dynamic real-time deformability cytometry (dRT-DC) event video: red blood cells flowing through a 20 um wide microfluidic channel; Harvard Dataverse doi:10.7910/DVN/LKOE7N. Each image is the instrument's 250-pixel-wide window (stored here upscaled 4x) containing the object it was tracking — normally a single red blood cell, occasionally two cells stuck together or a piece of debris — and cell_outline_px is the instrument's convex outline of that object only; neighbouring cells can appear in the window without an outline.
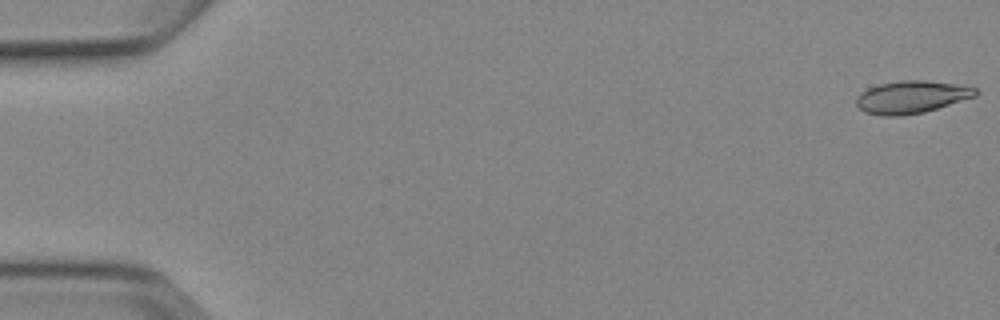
{"species": "Egyptian fruit bat (a non-hibernating species)", "species_latin": "Rousettus aegyptiacus", "temperature_condition": "cold", "stored_images_in_passage": 6, "camera_frame_rate_fps": 3000, "um_per_image_px": 0.085, "animal": {"sex": "female"}, "frame": {"image": 1, "passage_image": 1, "time_ms": 0.0, "image_size_px": [1000, 320], "cell_outline_px": [[980, 92], [976, 96], [924, 112], [900, 116], [880, 116], [864, 112], [856, 104], [856, 96], [860, 92], [868, 88], [880, 84], [900, 80], [924, 80], [956, 84], [976, 88]], "centroid_in_image_um": [77.45, 8.25], "position_along_channel_um": 7.5, "area_um2": 22.66}}
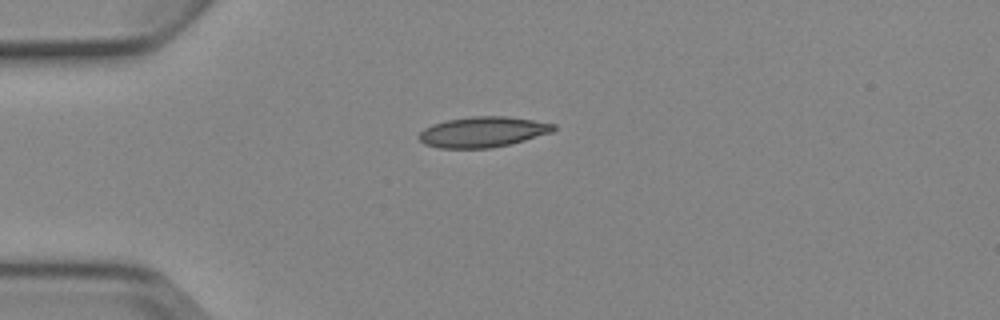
{"frame": {"image": 2, "passage_image": 4, "time_ms": 4.333, "image_size_px": [1000, 320], "cell_outline_px": [[556, 128], [552, 132], [524, 140], [492, 148], [440, 148], [424, 144], [416, 136], [424, 128], [432, 124], [448, 120], [468, 116], [508, 116], [556, 124]], "centroid_in_image_um": [41.01, 11.21], "position_along_channel_um": 44.0, "area_um2": 23.93}}
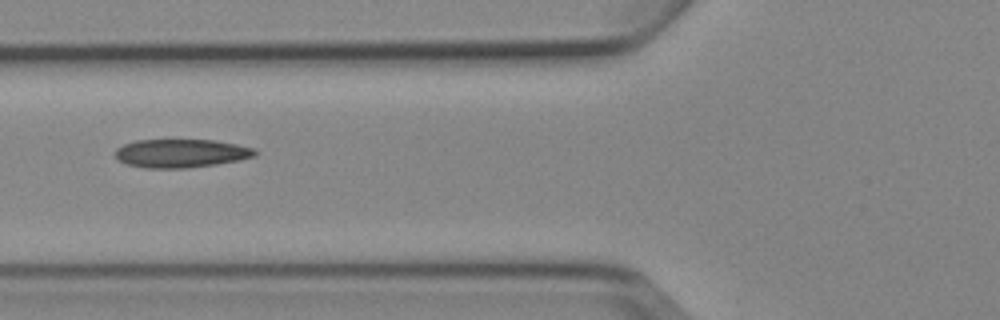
{"frame": {"image": 3, "passage_image": 6, "time_ms": 6.667, "image_size_px": [1000, 320], "cell_outline_px": [[260, 152], [256, 156], [240, 160], [216, 164], [188, 168], [144, 168], [128, 164], [120, 160], [116, 156], [116, 148], [124, 144], [136, 140], [212, 140], [236, 144], [256, 148]], "centroid_in_image_um": [15.45, 13.03], "position_along_channel_um": 110.4, "area_um2": 23.24}}